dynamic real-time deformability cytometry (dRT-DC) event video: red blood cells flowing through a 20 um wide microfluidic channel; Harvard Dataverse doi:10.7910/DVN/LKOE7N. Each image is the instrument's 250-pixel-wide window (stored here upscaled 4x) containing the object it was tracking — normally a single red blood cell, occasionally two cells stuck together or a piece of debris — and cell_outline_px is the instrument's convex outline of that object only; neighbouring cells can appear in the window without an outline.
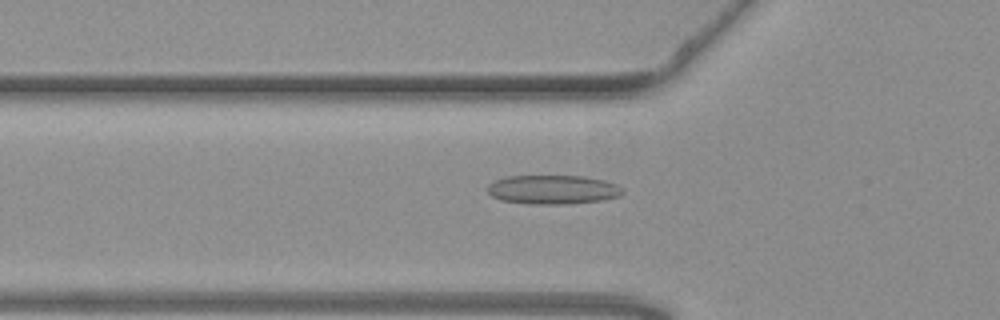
{"species": "common noctule bat (a hibernating species)", "species_latin": "Nyctalus noctula", "temperature_condition": "warm", "stored_images_in_passage": 38, "camera_frame_rate_fps": 3000, "um_per_image_px": 0.085, "animal": {"sex": "female", "body_mass_g": 19.3, "forearm_length_mm": 54.1}, "frame": {"image": 1, "passage_image": 2, "time_ms": 0.333, "image_size_px": [1000, 320], "cell_outline_px": [[624, 192], [620, 196], [604, 200], [568, 204], [528, 204], [500, 200], [492, 196], [488, 192], [488, 184], [496, 180], [508, 176], [584, 176], [604, 180], [616, 184], [624, 188]], "centroid_in_image_um": [47.02, 16.12], "position_along_channel_um": 78.8, "area_um2": 23.06}}
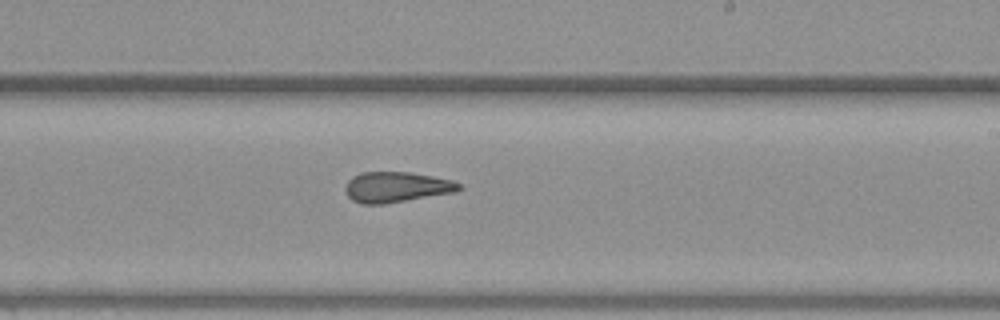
{"frame": {"image": 2, "passage_image": 16, "time_ms": 5.0, "image_size_px": [1000, 320], "cell_outline_px": [[460, 188], [456, 192], [384, 204], [360, 204], [352, 200], [348, 196], [344, 188], [348, 180], [352, 176], [360, 172], [408, 172], [432, 176], [452, 180], [460, 184]], "centroid_in_image_um": [33.65, 15.9], "position_along_channel_um": 255.3, "area_um2": 20.23}}
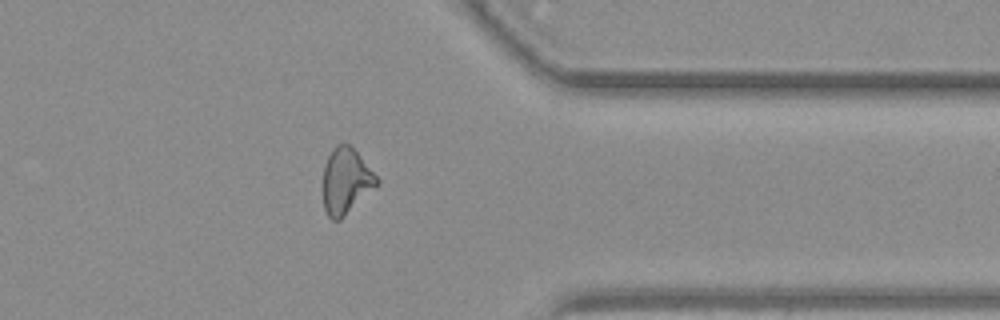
{"frame": {"image": 3, "passage_image": 27, "time_ms": 8.667, "image_size_px": [1000, 320], "cell_outline_px": [[380, 184], [340, 220], [332, 220], [328, 216], [324, 208], [324, 164], [332, 148], [336, 144], [348, 144], [360, 156], [380, 180]], "centroid_in_image_um": [29.42, 15.4], "position_along_channel_um": 382.0, "area_um2": 20.52}, "authors_computed_cell_mechanics": {"area_um2": 20.5768, "velocity_mm_per_s": 3.7655, "shape_relaxation_time_tau1_ms": 8.9977, "shape_relaxation_time_tau2_ms": 2.3692, "deformation_change_tau1": 0.2327, "deformation_change_tau2": 0.1163}}